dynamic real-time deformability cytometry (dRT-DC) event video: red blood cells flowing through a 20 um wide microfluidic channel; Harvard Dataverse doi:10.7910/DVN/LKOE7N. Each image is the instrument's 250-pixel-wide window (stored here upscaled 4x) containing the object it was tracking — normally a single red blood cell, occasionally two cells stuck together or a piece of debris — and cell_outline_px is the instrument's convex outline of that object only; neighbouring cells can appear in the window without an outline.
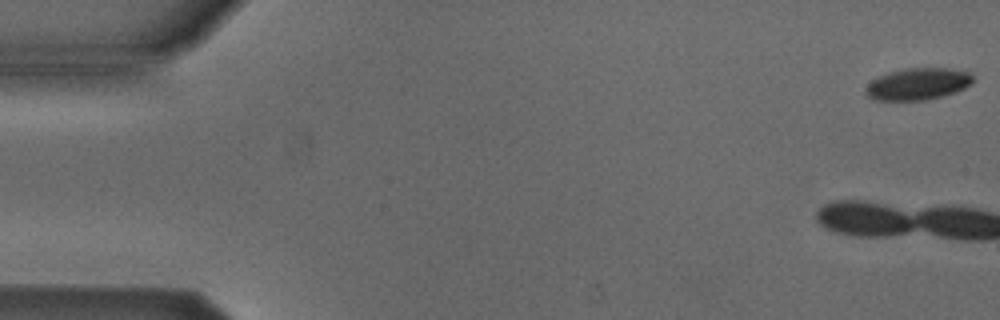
{"species": "Egyptian fruit bat (a non-hibernating species)", "species_latin": "Rousettus aegyptiacus", "temperature_condition": "cold", "stored_images_in_passage": 6, "camera_frame_rate_fps": 3000, "um_per_image_px": 0.085, "animal": {"sex": "male"}, "frame": {"image": 1, "passage_image": 1, "time_ms": 0.0, "image_size_px": [1000, 320], "cell_outline_px": [[972, 84], [964, 88], [940, 96], [924, 100], [872, 100], [864, 92], [864, 88], [872, 80], [888, 72], [904, 68], [948, 68], [968, 72], [972, 76]], "centroid_in_image_um": [77.96, 7.13], "position_along_channel_um": 7.0, "area_um2": 19.77}}